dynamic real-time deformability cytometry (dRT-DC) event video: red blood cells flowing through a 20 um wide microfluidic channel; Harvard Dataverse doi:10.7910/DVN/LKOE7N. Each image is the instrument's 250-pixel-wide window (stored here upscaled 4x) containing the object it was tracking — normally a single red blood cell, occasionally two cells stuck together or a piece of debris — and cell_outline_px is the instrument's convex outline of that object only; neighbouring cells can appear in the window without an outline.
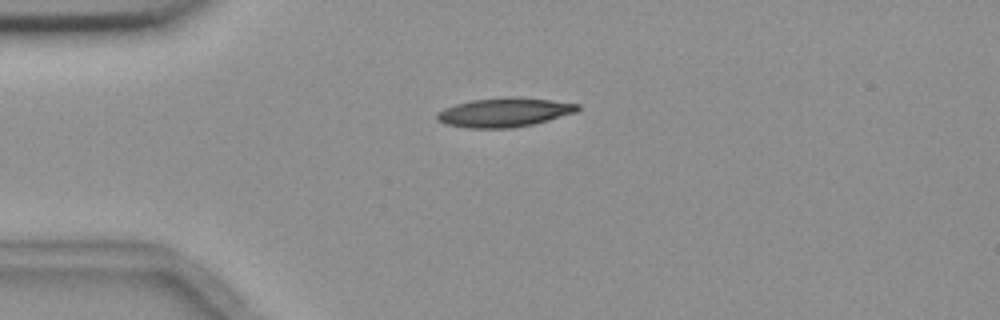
{"species": "common noctule bat (a hibernating species)", "species_latin": "Nyctalus noctula", "temperature_condition": "room temperature", "stored_images_in_passage": 43, "camera_frame_rate_fps": 3000, "um_per_image_px": 0.085, "animal": {"sex": "female", "body_mass_g": 18.4}, "frame": {"image": 1, "passage_image": 1, "time_ms": 0.0, "image_size_px": [1000, 320], "cell_outline_px": [[580, 108], [576, 112], [548, 120], [532, 124], [512, 128], [468, 128], [444, 124], [436, 120], [436, 112], [444, 108], [456, 104], [472, 100], [552, 100], [580, 104]], "centroid_in_image_um": [42.8, 9.61], "position_along_channel_um": 42.2, "area_um2": 22.77}}
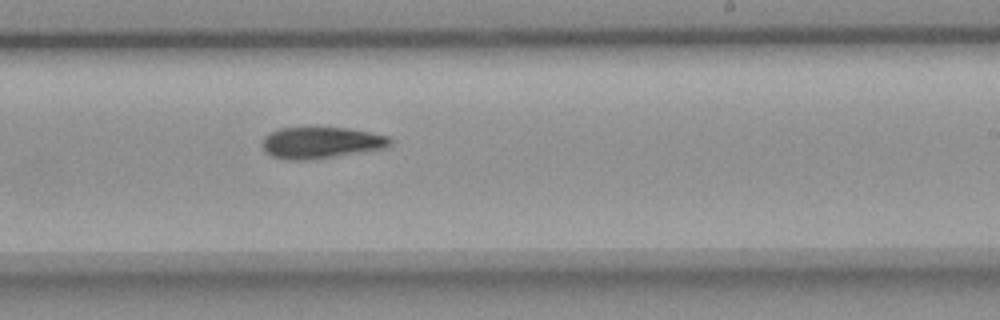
{"frame": {"image": 2, "passage_image": 21, "time_ms": 6.667, "image_size_px": [1000, 320], "cell_outline_px": [[392, 144], [384, 148], [308, 160], [288, 160], [272, 156], [264, 152], [264, 136], [268, 132], [280, 128], [344, 128], [368, 132], [388, 136], [392, 140]], "centroid_in_image_um": [27.25, 12.13], "position_along_channel_um": 261.7, "area_um2": 23.06}}
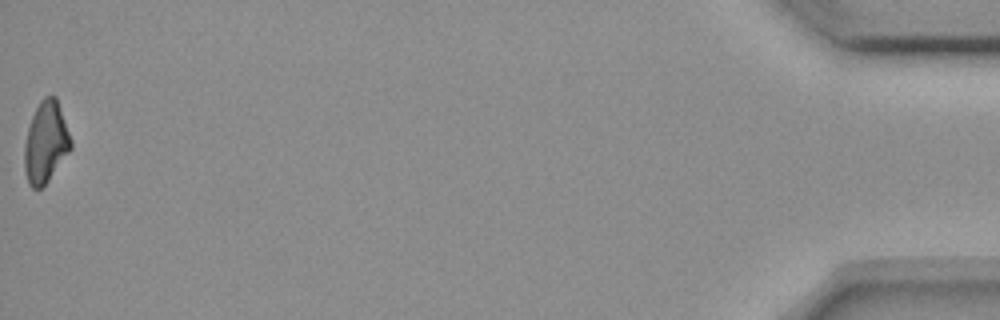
{"frame": {"image": 3, "passage_image": 43, "time_ms": 14.0, "image_size_px": [1000, 320], "cell_outline_px": [[72, 148], [48, 180], [40, 188], [32, 188], [28, 184], [24, 172], [24, 144], [28, 128], [32, 116], [40, 100], [44, 96], [56, 96], [72, 140]], "centroid_in_image_um": [3.88, 12.09], "position_along_channel_um": 431.3, "area_um2": 21.96}}